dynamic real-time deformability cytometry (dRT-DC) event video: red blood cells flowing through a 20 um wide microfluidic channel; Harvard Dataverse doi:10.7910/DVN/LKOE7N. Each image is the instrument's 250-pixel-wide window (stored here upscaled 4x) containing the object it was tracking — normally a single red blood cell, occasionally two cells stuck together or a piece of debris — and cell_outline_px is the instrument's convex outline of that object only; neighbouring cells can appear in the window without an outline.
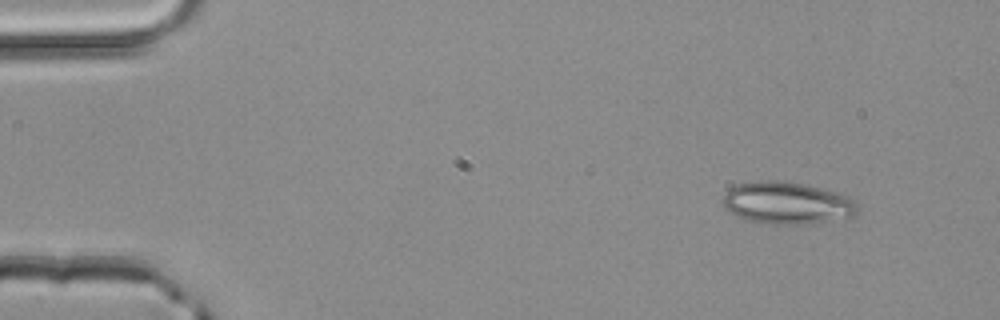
{"species": "common noctule bat (a hibernating species)", "species_latin": "Nyctalus noctula", "temperature_condition": "room temperature", "stored_images_in_passage": 4, "camera_frame_rate_fps": 3000, "um_per_image_px": 0.085, "animal": {"sex": "male", "body_mass_g": 20.4}, "frame": {"image": 1, "passage_image": 1, "time_ms": 0.0, "image_size_px": [1000, 320], "cell_outline_px": [[856, 216], [812, 224], [776, 224], [744, 220], [736, 216], [724, 208], [720, 200], [724, 192], [728, 188], [736, 184], [756, 180], [780, 180], [804, 184], [844, 192], [856, 200]], "centroid_in_image_um": [66.89, 17.24], "position_along_channel_um": 18.1, "area_um2": 34.1}}